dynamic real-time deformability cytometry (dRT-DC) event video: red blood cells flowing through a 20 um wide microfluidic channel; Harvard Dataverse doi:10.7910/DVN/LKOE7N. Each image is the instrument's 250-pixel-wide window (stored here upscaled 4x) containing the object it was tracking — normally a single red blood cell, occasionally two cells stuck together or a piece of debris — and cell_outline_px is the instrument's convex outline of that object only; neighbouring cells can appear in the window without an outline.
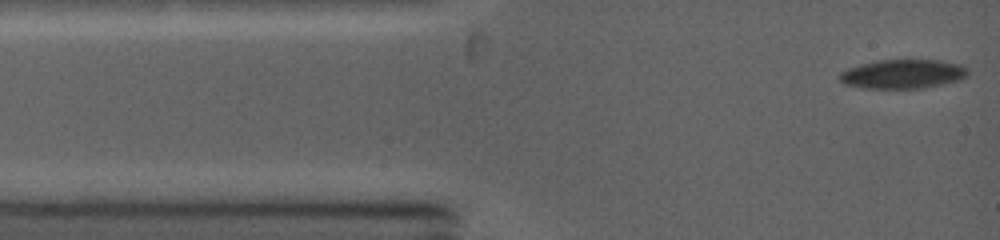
{"species": "common noctule bat (a hibernating species)", "species_latin": "Nyctalus noctula", "temperature_condition": "warm", "stored_images_in_passage": 37, "camera_frame_rate_fps": 5000, "um_per_image_px": 0.085, "animal": {"sex": "female", "body_mass_g": 19.0, "forearm_length_mm": 53.3}, "frame": {"image": 1, "passage_image": 1, "time_ms": 0.0, "image_size_px": [1000, 240], "cell_outline_px": [[968, 76], [960, 80], [944, 84], [924, 88], [864, 88], [844, 84], [840, 80], [840, 72], [848, 68], [860, 64], [876, 60], [908, 56], [940, 60], [960, 64], [968, 68]], "centroid_in_image_um": [76.79, 6.23], "position_along_channel_um": 8.2, "area_um2": 22.83}}
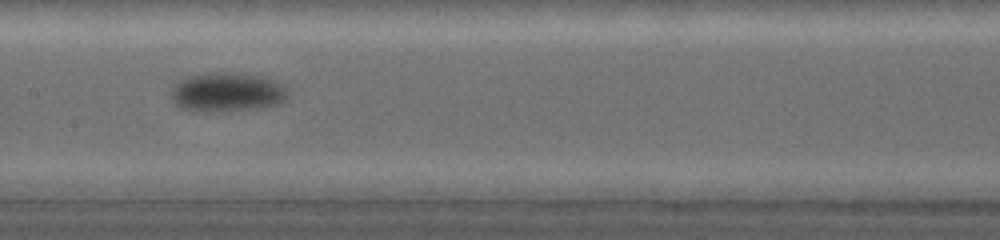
{"frame": {"image": 2, "passage_image": 14, "time_ms": 5.8, "image_size_px": [1000, 240], "cell_outline_px": [[288, 100], [280, 104], [260, 108], [228, 112], [192, 112], [180, 108], [172, 100], [172, 88], [180, 80], [192, 76], [216, 72], [224, 72], [248, 76], [268, 80], [280, 84], [284, 88], [288, 96]], "centroid_in_image_um": [19.25, 7.91], "position_along_channel_um": 188.1, "area_um2": 26.36}}
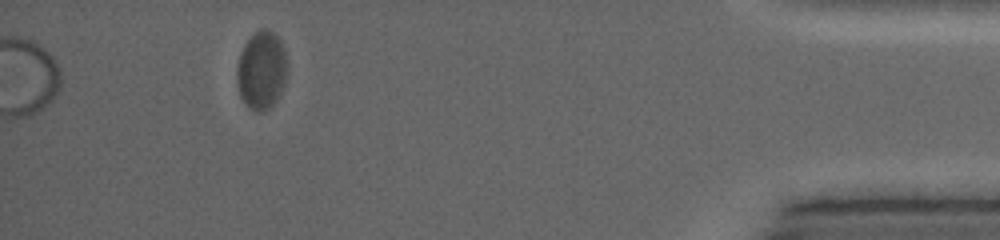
{"frame": {"image": 3, "passage_image": 31, "time_ms": 13.2, "image_size_px": [1000, 240], "cell_outline_px": [[288, 68], [284, 84], [280, 96], [264, 112], [256, 112], [248, 108], [244, 104], [240, 96], [236, 84], [236, 68], [244, 44], [260, 28], [264, 28], [272, 32], [280, 40], [284, 48]], "centroid_in_image_um": [22.22, 6.01], "position_along_channel_um": 413.0, "area_um2": 23.24}, "authors_computed_cell_mechanics": {"area_um2": 23.4668, "velocity_mm_per_s": 3.9994, "shape_relaxation_time_tau1_ms": 6.9471, "shape_relaxation_time_tau2_ms": null, "deformation_change_tau1": 0.1803, "deformation_change_tau2": null}}